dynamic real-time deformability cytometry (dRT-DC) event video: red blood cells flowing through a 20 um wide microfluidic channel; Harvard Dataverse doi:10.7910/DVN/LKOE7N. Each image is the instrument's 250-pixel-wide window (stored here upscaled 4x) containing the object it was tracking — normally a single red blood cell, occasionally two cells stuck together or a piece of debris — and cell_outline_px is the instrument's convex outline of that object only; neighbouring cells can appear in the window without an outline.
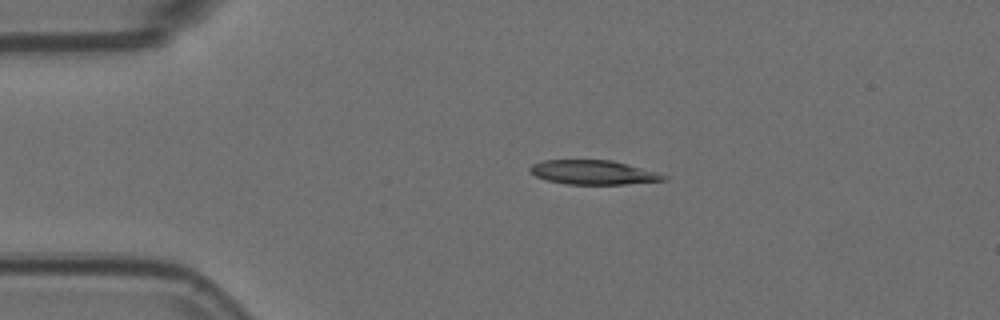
{"species": "Egyptian fruit bat (a non-hibernating species)", "species_latin": "Rousettus aegyptiacus", "temperature_condition": "room temperature", "stored_images_in_passage": 2, "camera_frame_rate_fps": 3000, "um_per_image_px": 0.085, "animal": {"sex": "female"}, "frame": {"image": 1, "passage_image": 1, "time_ms": 0.0, "image_size_px": [1000, 320], "cell_outline_px": [[668, 180], [624, 184], [568, 184], [548, 180], [536, 176], [528, 168], [532, 164], [544, 160], [612, 160], [660, 172], [668, 176]], "centroid_in_image_um": [50.5, 14.64], "position_along_channel_um": 34.5, "area_um2": 18.9}}